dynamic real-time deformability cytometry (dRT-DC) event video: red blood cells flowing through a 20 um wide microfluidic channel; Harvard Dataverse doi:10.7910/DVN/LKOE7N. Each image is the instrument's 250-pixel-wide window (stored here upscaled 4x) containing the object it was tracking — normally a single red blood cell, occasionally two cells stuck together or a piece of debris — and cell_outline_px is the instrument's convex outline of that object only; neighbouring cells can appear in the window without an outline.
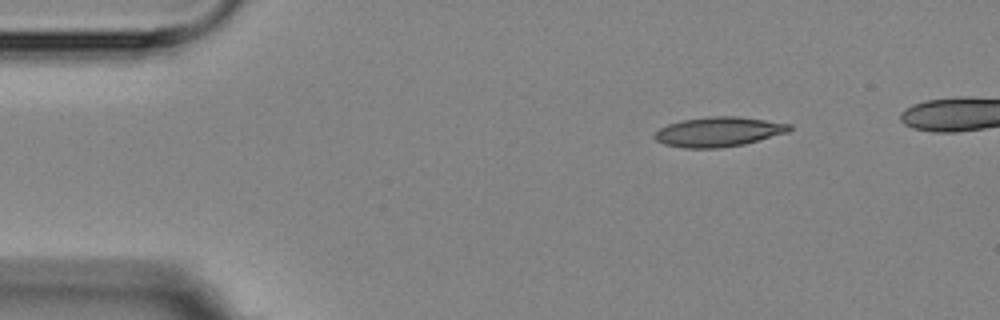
{"species": "Egyptian fruit bat (a non-hibernating species)", "species_latin": "Rousettus aegyptiacus", "temperature_condition": "room temperature", "stored_images_in_passage": 3, "camera_frame_rate_fps": 3000, "um_per_image_px": 0.085, "animal": {"sex": "female"}, "frame": {"image": 1, "passage_image": 1, "time_ms": 0.0, "image_size_px": [1000, 320], "cell_outline_px": [[792, 128], [788, 132], [744, 144], [720, 148], [684, 148], [664, 144], [656, 140], [652, 136], [660, 128], [668, 124], [684, 120], [712, 116], [736, 116], [792, 124]], "centroid_in_image_um": [61.07, 11.21], "position_along_channel_um": 23.9, "area_um2": 23.18}}